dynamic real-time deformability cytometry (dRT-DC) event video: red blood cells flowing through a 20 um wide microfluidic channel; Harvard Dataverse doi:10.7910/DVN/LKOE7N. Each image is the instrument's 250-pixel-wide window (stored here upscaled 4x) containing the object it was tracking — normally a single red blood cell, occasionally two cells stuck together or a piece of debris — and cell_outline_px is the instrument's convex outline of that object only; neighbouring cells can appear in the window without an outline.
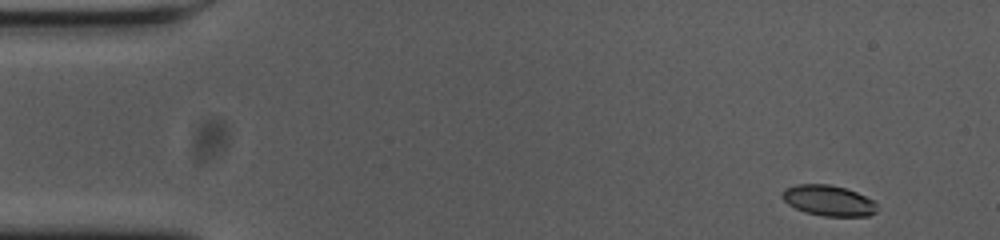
{"species": "common noctule bat (a hibernating species)", "species_latin": "Nyctalus noctula", "temperature_condition": "cold", "stored_images_in_passage": 53, "camera_frame_rate_fps": 3000, "um_per_image_px": 0.085, "animal": {"sex": "female", "body_mass_g": 23.0, "forearm_length_mm": 53.4}, "frame": {"image": 1, "passage_image": 1, "time_ms": 0.0, "image_size_px": [1000, 240], "cell_outline_px": [[876, 212], [868, 216], [824, 216], [804, 212], [788, 204], [780, 196], [784, 188], [796, 184], [828, 184], [844, 188], [856, 192], [872, 200], [876, 204]], "centroid_in_image_um": [70.38, 17.04], "position_along_channel_um": 14.6, "area_um2": 16.88}}
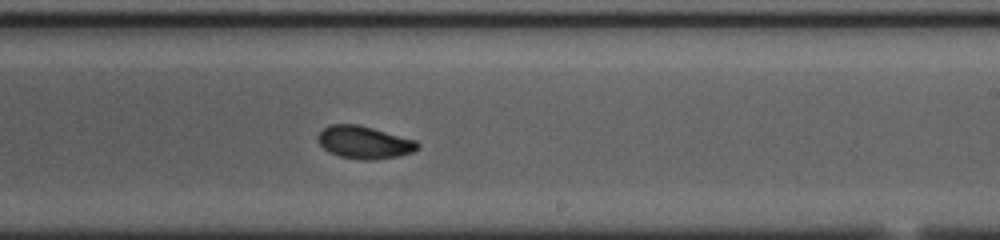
{"frame": {"image": 2, "passage_image": 30, "time_ms": 9.667, "image_size_px": [1000, 240], "cell_outline_px": [[420, 148], [412, 152], [400, 156], [372, 160], [364, 160], [340, 156], [328, 152], [320, 144], [320, 132], [328, 124], [356, 124], [372, 128], [416, 140], [420, 144]], "centroid_in_image_um": [31.0, 12.11], "position_along_channel_um": 258.0, "area_um2": 18.79}}
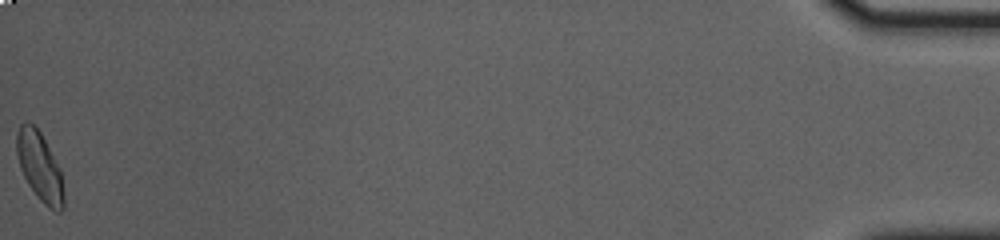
{"frame": {"image": 3, "passage_image": 53, "time_ms": 17.333, "image_size_px": [1000, 240], "cell_outline_px": [[64, 208], [60, 212], [56, 212], [48, 208], [40, 200], [28, 184], [20, 168], [16, 152], [16, 132], [20, 124], [24, 120], [28, 120], [40, 132], [60, 168], [64, 192]], "centroid_in_image_um": [3.37, 14.16], "position_along_channel_um": 431.8, "area_um2": 19.07}, "authors_computed_cell_mechanics": {"area_um2": 18.496, "velocity_mm_per_s": 3.6243, "shape_relaxation_time_tau1_ms": 7.2676, "shape_relaxation_time_tau2_ms": 2.5304, "deformation_change_tau1": 0.1747, "deformation_change_tau2": 0.0677}}